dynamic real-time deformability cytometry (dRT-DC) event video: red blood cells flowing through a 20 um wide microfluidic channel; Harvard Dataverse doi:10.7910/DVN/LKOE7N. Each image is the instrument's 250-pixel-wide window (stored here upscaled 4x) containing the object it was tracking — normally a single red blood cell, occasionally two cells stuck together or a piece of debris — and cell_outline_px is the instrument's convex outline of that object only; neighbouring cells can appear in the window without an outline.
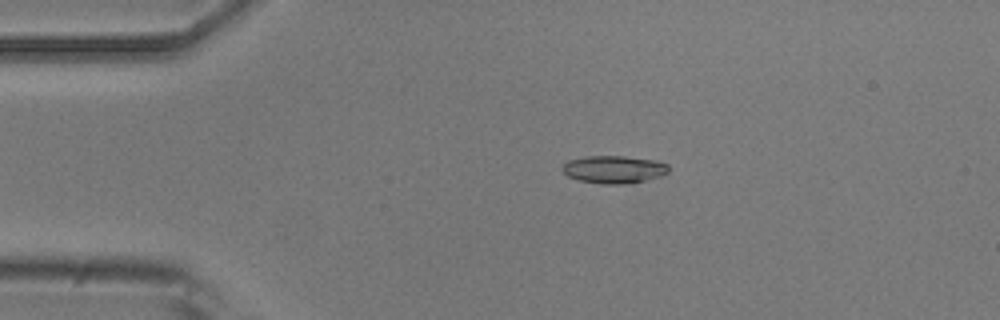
{"species": "common noctule bat (a hibernating species)", "species_latin": "Nyctalus noctula", "temperature_condition": "room temperature", "stored_images_in_passage": 5, "camera_frame_rate_fps": 3000, "um_per_image_px": 0.085, "animal": {"sex": "male", "body_mass_g": 20.5, "forearm_length_mm": 52.5}, "frame": {"image": 1, "passage_image": 4, "time_ms": 3.333, "image_size_px": [1000, 320], "cell_outline_px": [[668, 172], [660, 176], [644, 180], [624, 184], [600, 184], [580, 180], [568, 176], [560, 168], [568, 160], [588, 156], [624, 156], [656, 160], [668, 164]], "centroid_in_image_um": [52.17, 14.39], "position_along_channel_um": 32.8, "area_um2": 17.05}}